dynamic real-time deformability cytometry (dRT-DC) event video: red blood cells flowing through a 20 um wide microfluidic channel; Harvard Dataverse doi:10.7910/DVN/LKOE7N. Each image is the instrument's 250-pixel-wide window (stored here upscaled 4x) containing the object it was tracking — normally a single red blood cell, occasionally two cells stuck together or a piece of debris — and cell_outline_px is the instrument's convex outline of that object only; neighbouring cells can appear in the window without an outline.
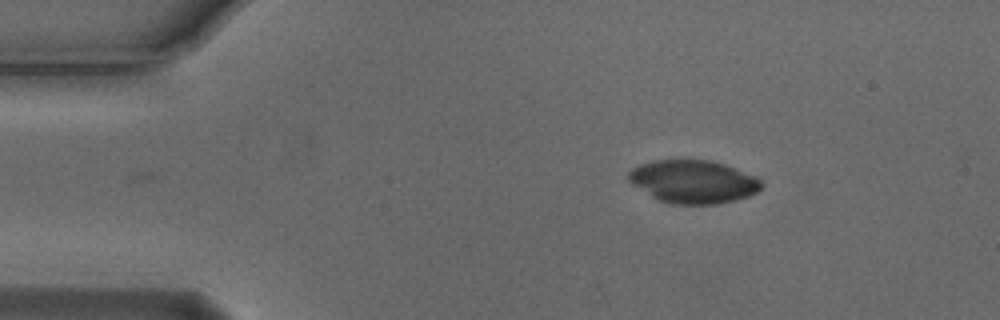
{"species": "Egyptian fruit bat (a non-hibernating species)", "species_latin": "Rousettus aegyptiacus", "temperature_condition": "cold", "stored_images_in_passage": 3, "camera_frame_rate_fps": 3000, "um_per_image_px": 0.085, "animal": {"sex": "male"}, "frame": {"image": 1, "passage_image": 1, "time_ms": 0.0, "image_size_px": [1000, 320], "cell_outline_px": [[764, 184], [756, 192], [748, 196], [736, 200], [720, 204], [672, 204], [660, 200], [652, 196], [632, 184], [628, 180], [628, 172], [632, 168], [640, 164], [652, 160], [708, 160], [724, 164], [756, 176]], "centroid_in_image_um": [58.93, 15.44], "position_along_channel_um": 26.1, "area_um2": 33.29}}
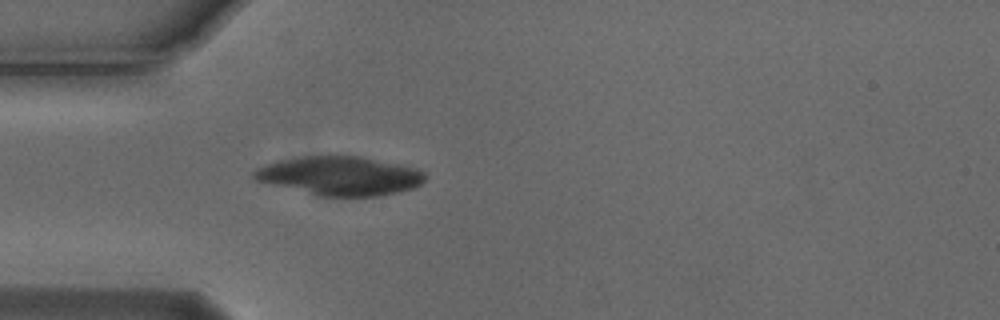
{"frame": {"image": 2, "passage_image": 3, "time_ms": 0.667, "image_size_px": [1000, 320], "cell_outline_px": [[428, 176], [420, 184], [412, 188], [396, 192], [376, 196], [316, 196], [256, 180], [252, 176], [252, 172], [256, 168], [280, 160], [304, 156], [360, 156], [416, 168], [424, 172]], "centroid_in_image_um": [28.88, 14.95], "position_along_channel_um": 56.1, "area_um2": 38.49}}